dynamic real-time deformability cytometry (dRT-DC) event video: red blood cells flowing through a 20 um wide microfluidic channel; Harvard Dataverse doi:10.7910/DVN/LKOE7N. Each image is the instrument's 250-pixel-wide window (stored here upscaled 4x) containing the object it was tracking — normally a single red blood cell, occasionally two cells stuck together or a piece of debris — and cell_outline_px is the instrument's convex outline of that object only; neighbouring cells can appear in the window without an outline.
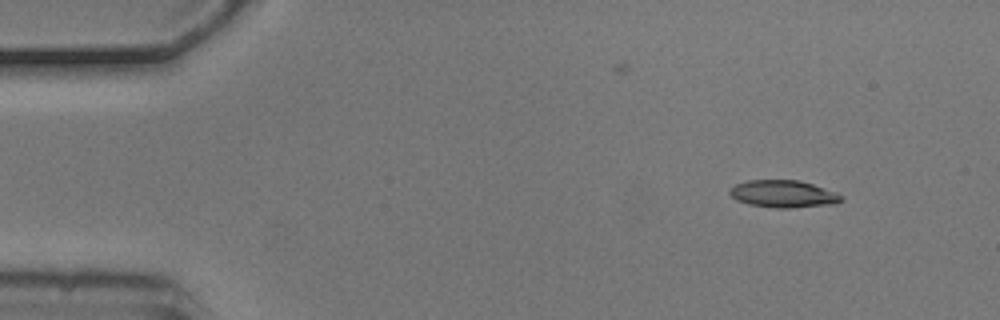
{"species": "common noctule bat (a hibernating species)", "species_latin": "Nyctalus noctula", "temperature_condition": "cold", "stored_images_in_passage": 3, "camera_frame_rate_fps": 3000, "um_per_image_px": 0.085, "animal": {"sex": "male", "body_mass_g": 20.5, "forearm_length_mm": 52.5}, "frame": {"image": 1, "passage_image": 1, "time_ms": 0.0, "image_size_px": [1000, 320], "cell_outline_px": [[844, 200], [836, 204], [788, 208], [776, 208], [748, 204], [736, 200], [728, 192], [736, 184], [748, 180], [800, 180], [836, 192], [844, 196]], "centroid_in_image_um": [66.62, 16.49], "position_along_channel_um": 18.4, "area_um2": 17.8}}